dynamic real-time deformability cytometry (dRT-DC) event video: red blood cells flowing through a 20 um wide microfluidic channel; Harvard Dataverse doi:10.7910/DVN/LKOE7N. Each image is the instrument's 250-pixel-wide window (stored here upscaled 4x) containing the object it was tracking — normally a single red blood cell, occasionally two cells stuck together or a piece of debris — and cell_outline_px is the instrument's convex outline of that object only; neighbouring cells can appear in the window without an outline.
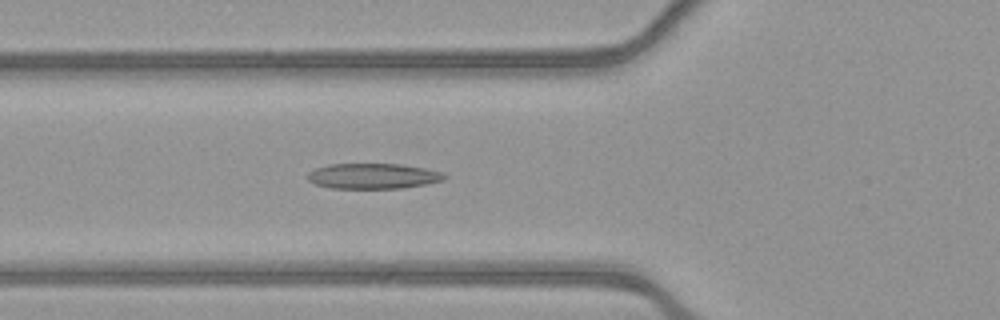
{"species": "common noctule bat (a hibernating species)", "species_latin": "Nyctalus noctula", "temperature_condition": "warm", "stored_images_in_passage": 45, "camera_frame_rate_fps": 3000, "um_per_image_px": 0.085, "animal": {"sex": "female", "body_mass_g": 21.9}, "frame": {"image": 1, "passage_image": 12, "time_ms": 3.667, "image_size_px": [1000, 320], "cell_outline_px": [[448, 176], [444, 180], [404, 188], [328, 188], [316, 184], [308, 180], [308, 172], [316, 168], [328, 164], [400, 164], [424, 168], [444, 172]], "centroid_in_image_um": [31.72, 14.96], "position_along_channel_um": 94.1, "area_um2": 20.29}}
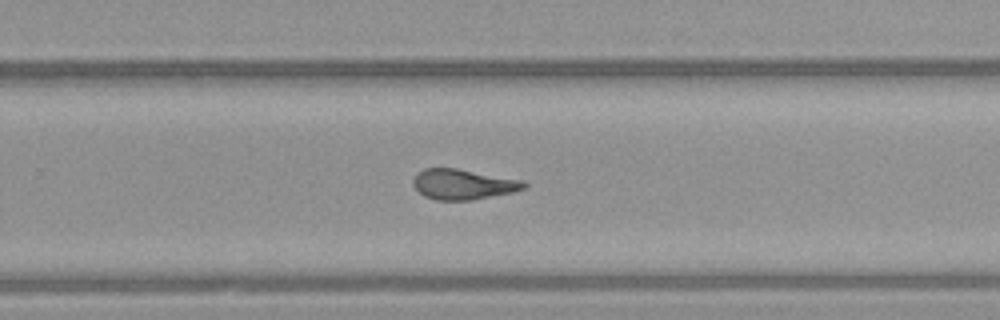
{"frame": {"image": 2, "passage_image": 27, "time_ms": 8.667, "image_size_px": [1000, 320], "cell_outline_px": [[528, 184], [524, 188], [512, 192], [472, 200], [436, 200], [424, 196], [412, 184], [412, 180], [424, 168], [456, 168], [524, 180]], "centroid_in_image_um": [39.38, 15.66], "position_along_channel_um": 290.4, "area_um2": 19.48}}
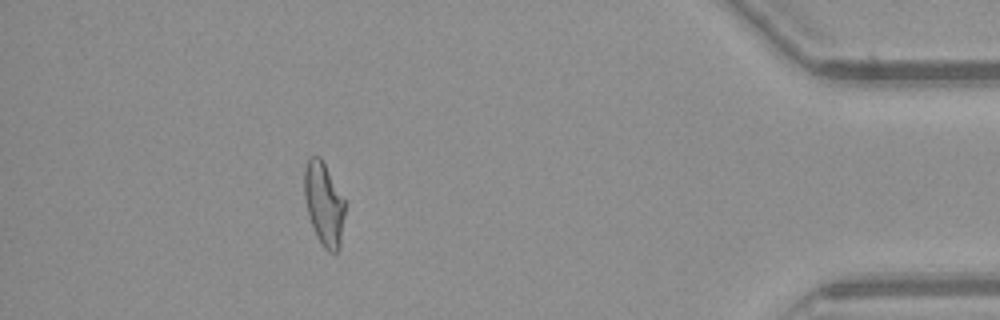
{"frame": {"image": 3, "passage_image": 40, "time_ms": 13.0, "image_size_px": [1000, 320], "cell_outline_px": [[344, 216], [340, 248], [336, 252], [328, 252], [324, 248], [316, 236], [308, 216], [304, 196], [304, 168], [308, 160], [312, 156], [320, 156], [344, 200]], "centroid_in_image_um": [27.51, 17.36], "position_along_channel_um": 407.7, "area_um2": 19.54}, "authors_computed_cell_mechanics": {"area_um2": 19.9988, "velocity_mm_per_s": 3.9135, "shape_relaxation_time_tau1_ms": null, "shape_relaxation_time_tau2_ms": 1.8351, "deformation_change_tau1": null, "deformation_change_tau2": 0.1101}}